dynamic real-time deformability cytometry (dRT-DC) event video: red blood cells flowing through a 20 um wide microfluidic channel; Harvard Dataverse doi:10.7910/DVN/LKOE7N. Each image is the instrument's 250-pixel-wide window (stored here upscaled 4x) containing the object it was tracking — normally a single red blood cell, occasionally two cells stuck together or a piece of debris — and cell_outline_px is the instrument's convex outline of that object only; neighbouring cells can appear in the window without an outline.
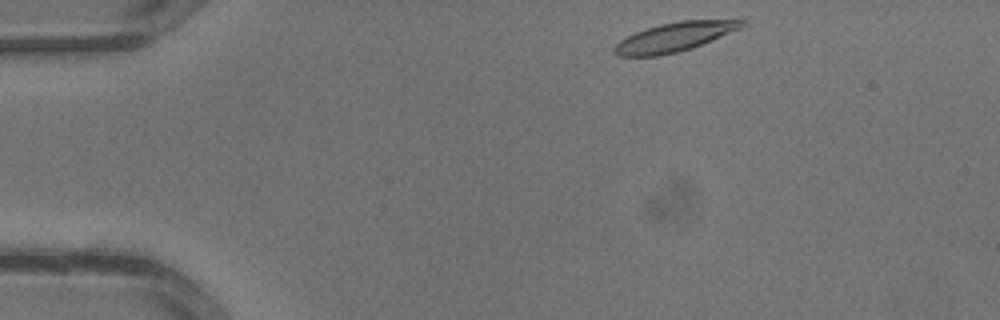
{"species": "common noctule bat (a hibernating species)", "species_latin": "Nyctalus noctula", "temperature_condition": "warm", "stored_images_in_passage": 8, "camera_frame_rate_fps": 3000, "um_per_image_px": 0.085, "animal": {"sex": "male", "body_mass_g": 13.3}, "frame": {"image": 1, "passage_image": 1, "time_ms": 0.0, "image_size_px": [1000, 320], "cell_outline_px": [[748, 24], [740, 28], [692, 48], [676, 52], [656, 56], [616, 56], [612, 52], [612, 48], [620, 40], [636, 32], [660, 24], [680, 20], [748, 20]], "centroid_in_image_um": [57.31, 3.14], "position_along_channel_um": 27.7, "area_um2": 21.44}}
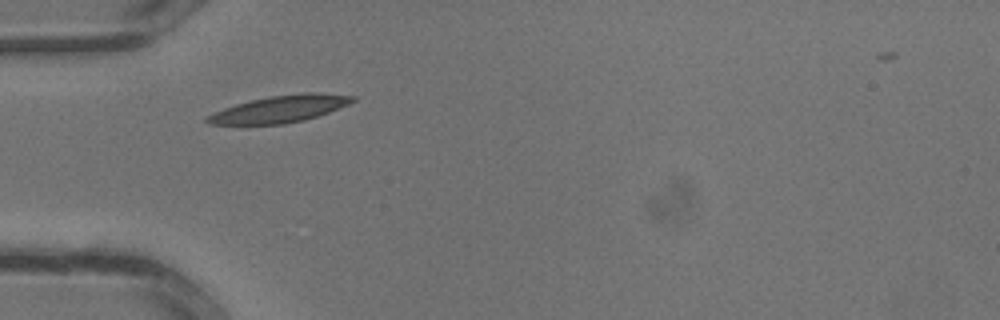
{"frame": {"image": 2, "passage_image": 6, "time_ms": 1.667, "image_size_px": [1000, 320], "cell_outline_px": [[356, 100], [348, 104], [328, 112], [304, 120], [284, 124], [208, 124], [204, 120], [212, 112], [236, 104], [252, 100], [272, 96], [304, 92], [312, 92], [356, 96]], "centroid_in_image_um": [23.78, 9.26], "position_along_channel_um": 61.2, "area_um2": 22.54}}
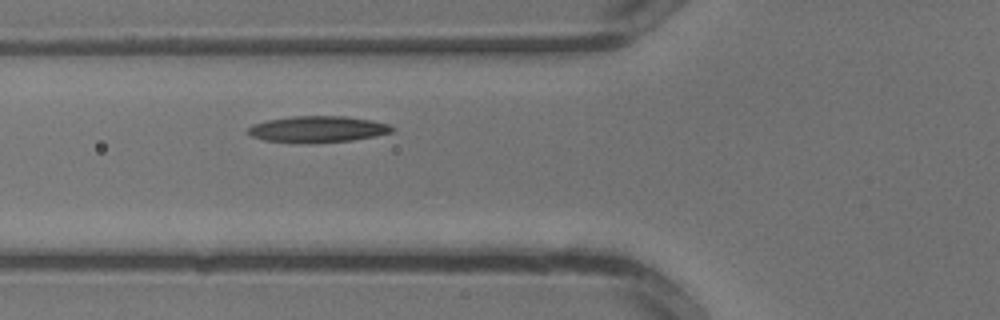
{"frame": {"image": 3, "passage_image": 8, "time_ms": 2.333, "image_size_px": [1000, 320], "cell_outline_px": [[396, 128], [392, 132], [376, 136], [352, 140], [264, 140], [252, 136], [248, 132], [248, 128], [252, 124], [268, 120], [292, 116], [348, 116], [372, 120], [388, 124]], "centroid_in_image_um": [27.08, 10.92], "position_along_channel_um": 98.7, "area_um2": 21.04}}